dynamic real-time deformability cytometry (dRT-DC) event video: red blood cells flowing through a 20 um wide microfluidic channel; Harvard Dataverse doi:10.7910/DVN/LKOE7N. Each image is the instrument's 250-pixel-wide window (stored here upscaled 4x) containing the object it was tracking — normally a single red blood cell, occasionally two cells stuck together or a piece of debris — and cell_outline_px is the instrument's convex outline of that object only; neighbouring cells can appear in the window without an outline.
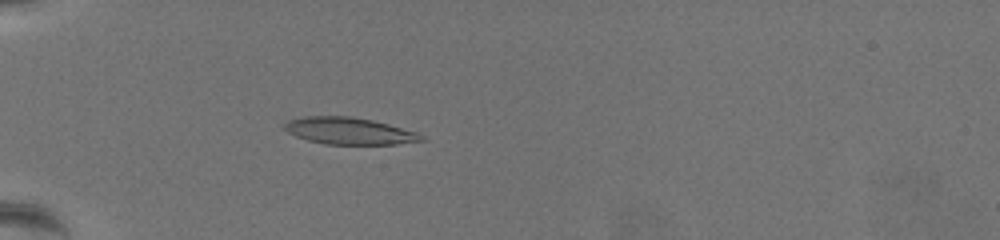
{"species": "common noctule bat (a hibernating species)", "species_latin": "Nyctalus noctula", "temperature_condition": "warm", "stored_images_in_passage": 63, "camera_frame_rate_fps": 3000, "um_per_image_px": 0.085, "animal": {"sex": "female", "body_mass_g": 19.5, "forearm_length_mm": 54.1}, "frame": {"image": 1, "passage_image": 22, "time_ms": 7.0, "image_size_px": [1000, 240], "cell_outline_px": [[428, 140], [396, 144], [324, 144], [308, 140], [296, 136], [288, 132], [284, 128], [284, 124], [288, 120], [300, 116], [352, 116], [372, 120], [388, 124], [416, 132], [424, 136]], "centroid_in_image_um": [29.68, 11.12], "position_along_channel_um": 55.3, "area_um2": 21.5}}
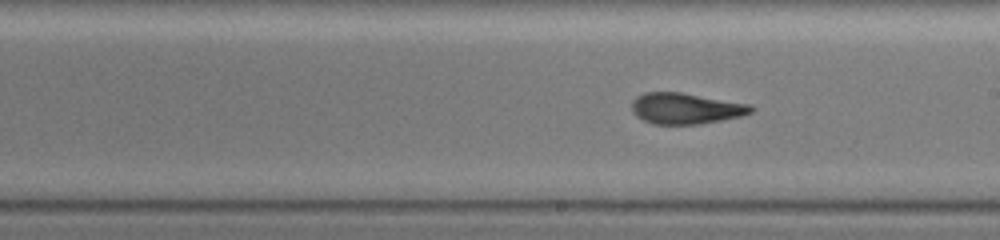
{"frame": {"image": 2, "passage_image": 39, "time_ms": 12.667, "image_size_px": [1000, 240], "cell_outline_px": [[756, 108], [752, 112], [740, 116], [700, 124], [652, 124], [636, 116], [632, 112], [632, 100], [636, 96], [644, 92], [680, 92], [752, 104]], "centroid_in_image_um": [58.29, 9.21], "position_along_channel_um": 230.7, "area_um2": 21.68}}
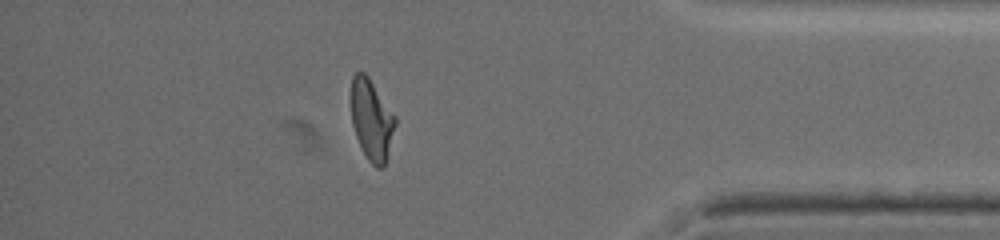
{"frame": {"image": 3, "passage_image": 56, "time_ms": 18.333, "image_size_px": [1000, 240], "cell_outline_px": [[396, 124], [384, 164], [380, 168], [376, 168], [368, 160], [356, 136], [352, 124], [348, 100], [348, 96], [352, 76], [356, 72], [364, 72], [368, 76], [396, 116]], "centroid_in_image_um": [31.53, 10.09], "position_along_channel_um": 403.7, "area_um2": 21.1}, "authors_computed_cell_mechanics": {"area_um2": 21.675, "velocity_mm_per_s": 3.5006, "shape_relaxation_time_tau1_ms": 7.0276, "shape_relaxation_time_tau2_ms": 1.5161, "deformation_change_tau1": 0.2513, "deformation_change_tau2": 0.0993}}